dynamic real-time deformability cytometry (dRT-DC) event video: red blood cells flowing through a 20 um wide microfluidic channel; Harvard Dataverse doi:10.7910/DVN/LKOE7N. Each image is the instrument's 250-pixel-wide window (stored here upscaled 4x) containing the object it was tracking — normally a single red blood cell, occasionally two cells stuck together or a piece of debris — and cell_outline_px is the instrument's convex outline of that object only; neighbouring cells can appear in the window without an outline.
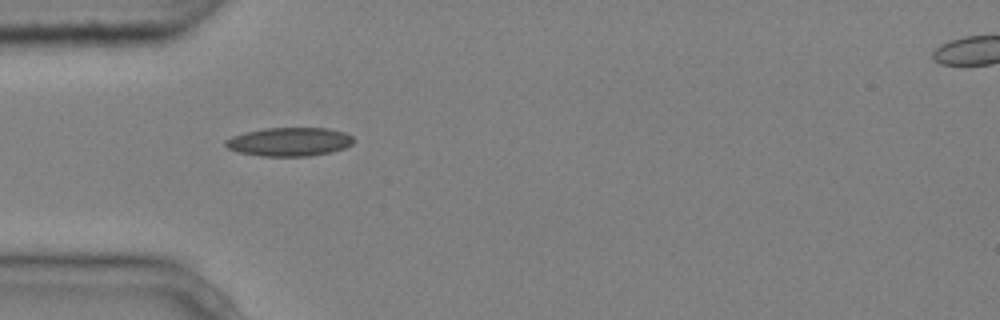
{"species": "common noctule bat (a hibernating species)", "species_latin": "Nyctalus noctula", "temperature_condition": "cold", "stored_images_in_passage": 5, "camera_frame_rate_fps": 3000, "um_per_image_px": 0.085, "animal": {"sex": "male", "body_mass_g": 20.4}, "frame": {"image": 1, "passage_image": 1, "time_ms": 0.0, "image_size_px": [1000, 320], "cell_outline_px": [[356, 140], [352, 144], [344, 148], [332, 152], [308, 156], [260, 156], [240, 152], [228, 148], [224, 144], [224, 140], [232, 136], [244, 132], [264, 128], [328, 128], [344, 132], [352, 136]], "centroid_in_image_um": [24.6, 12.05], "position_along_channel_um": 60.4, "area_um2": 21.5}}
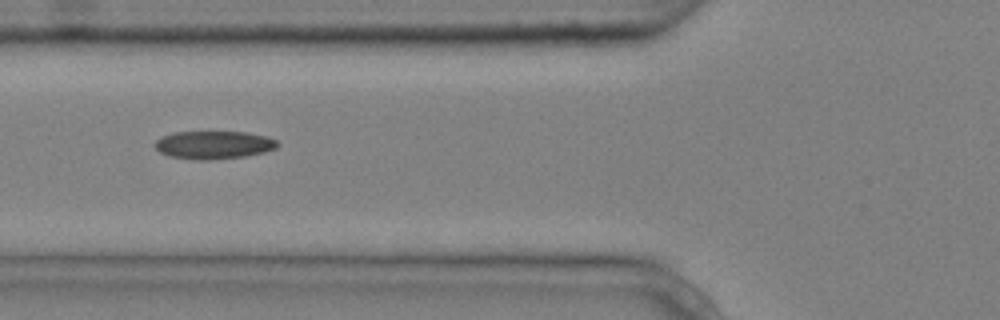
{"frame": {"image": 2, "passage_image": 2, "time_ms": 0.333, "image_size_px": [1000, 320], "cell_outline_px": [[280, 144], [276, 148], [264, 152], [244, 156], [208, 160], [196, 160], [168, 156], [160, 152], [156, 148], [156, 140], [160, 136], [172, 132], [244, 132], [268, 136], [276, 140]], "centroid_in_image_um": [18.16, 12.31], "position_along_channel_um": 107.6, "area_um2": 20.06}}
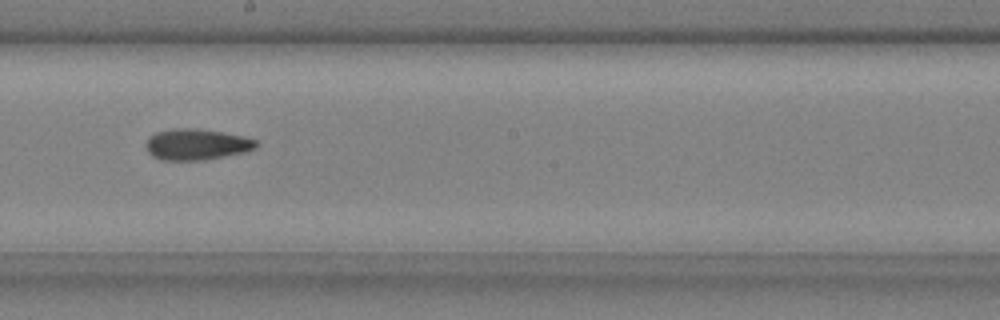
{"frame": {"image": 3, "passage_image": 5, "time_ms": 1.333, "image_size_px": [1000, 320], "cell_outline_px": [[260, 144], [256, 148], [248, 152], [204, 160], [160, 160], [152, 156], [148, 152], [144, 144], [148, 136], [156, 132], [172, 128], [200, 128], [224, 132], [244, 136], [256, 140]], "centroid_in_image_um": [16.72, 12.27], "position_along_channel_um": 231.5, "area_um2": 20.52}}